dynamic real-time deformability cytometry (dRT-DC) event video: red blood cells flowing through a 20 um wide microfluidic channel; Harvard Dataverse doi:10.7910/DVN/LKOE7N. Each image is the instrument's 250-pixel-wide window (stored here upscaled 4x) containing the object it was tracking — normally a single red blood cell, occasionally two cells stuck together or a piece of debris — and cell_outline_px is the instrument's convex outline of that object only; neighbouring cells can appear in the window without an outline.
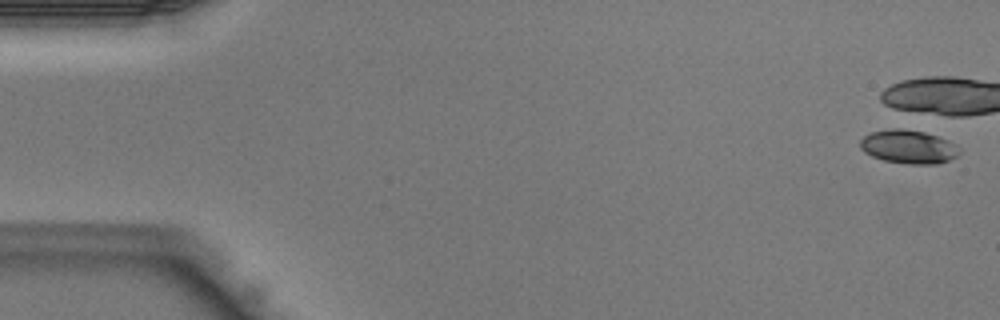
{"species": "Egyptian fruit bat (a non-hibernating species)", "species_latin": "Rousettus aegyptiacus", "temperature_condition": "warm", "stored_images_in_passage": 1, "camera_frame_rate_fps": 3000, "um_per_image_px": 0.085, "animal": {"sex": "male"}, "frame": {"image": 1, "passage_image": 1, "time_ms": 0.0, "image_size_px": [1000, 320], "cell_outline_px": [[960, 152], [956, 156], [948, 160], [936, 164], [908, 164], [884, 160], [872, 156], [864, 152], [860, 148], [860, 140], [864, 136], [872, 132], [888, 128], [900, 128], [924, 132], [948, 140], [956, 144], [960, 148]], "centroid_in_image_um": [77.21, 12.47], "position_along_channel_um": 7.8, "area_um2": 19.42}}